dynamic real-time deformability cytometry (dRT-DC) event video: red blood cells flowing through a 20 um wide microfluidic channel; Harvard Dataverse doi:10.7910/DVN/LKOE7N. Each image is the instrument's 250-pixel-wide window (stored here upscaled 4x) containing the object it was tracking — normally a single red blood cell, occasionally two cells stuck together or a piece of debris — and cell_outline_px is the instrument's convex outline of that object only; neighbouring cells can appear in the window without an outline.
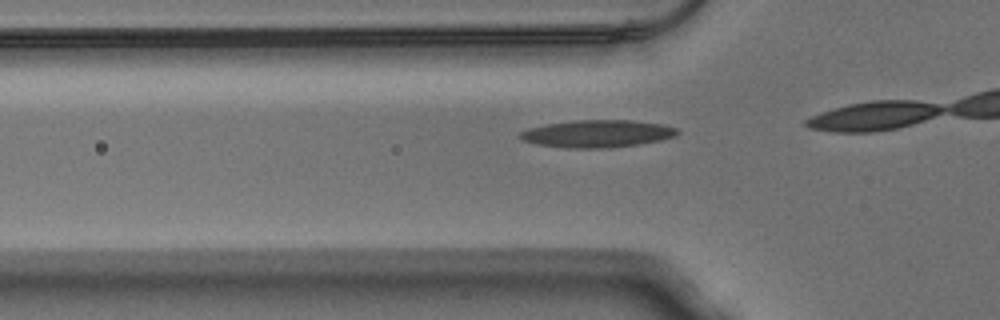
{"species": "Egyptian fruit bat (a non-hibernating species)", "species_latin": "Rousettus aegyptiacus", "temperature_condition": "warm", "stored_images_in_passage": 15, "camera_frame_rate_fps": 3000, "um_per_image_px": 0.085, "animal": {"sex": "male"}, "frame": {"image": 1, "passage_image": 11, "time_ms": 3.333, "image_size_px": [1000, 320], "cell_outline_px": [[680, 132], [676, 136], [660, 140], [612, 148], [564, 148], [536, 144], [524, 140], [516, 136], [520, 132], [528, 128], [544, 124], [576, 120], [632, 120], [664, 124], [676, 128]], "centroid_in_image_um": [50.75, 11.36], "position_along_channel_um": 75.0, "area_um2": 25.32}}
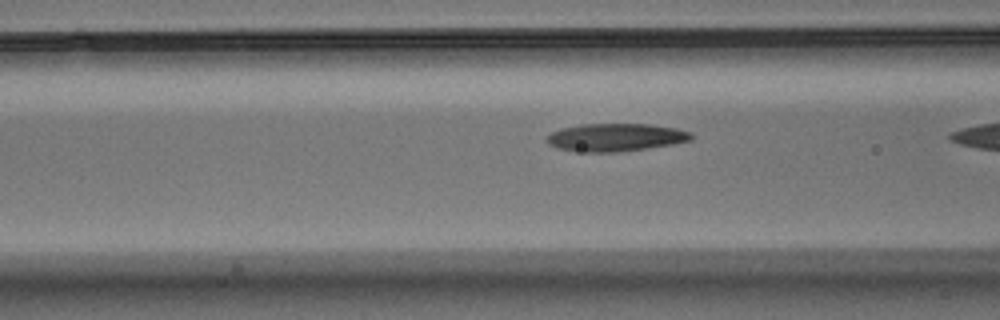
{"frame": {"image": 2, "passage_image": 14, "time_ms": 4.333, "image_size_px": [1000, 320], "cell_outline_px": [[692, 140], [672, 144], [648, 148], [620, 152], [584, 152], [556, 148], [548, 144], [548, 136], [552, 132], [560, 128], [580, 124], [652, 124], [676, 128], [692, 132]], "centroid_in_image_um": [52.34, 11.67], "position_along_channel_um": 114.3, "area_um2": 23.52}}